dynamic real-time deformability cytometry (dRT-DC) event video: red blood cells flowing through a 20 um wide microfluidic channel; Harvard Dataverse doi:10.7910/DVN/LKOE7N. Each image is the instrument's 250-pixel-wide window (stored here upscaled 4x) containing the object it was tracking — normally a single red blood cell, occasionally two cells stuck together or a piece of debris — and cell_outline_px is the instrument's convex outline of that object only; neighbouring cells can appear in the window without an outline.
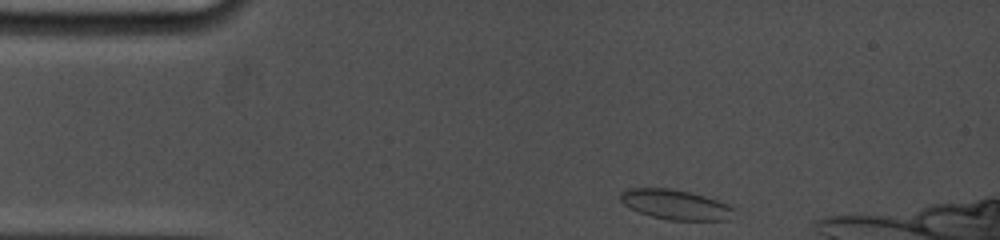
{"species": "common noctule bat (a hibernating species)", "species_latin": "Nyctalus noctula", "temperature_condition": "cold", "stored_images_in_passage": 32, "camera_frame_rate_fps": 5000, "um_per_image_px": 0.085, "animal": {"sex": "female", "body_mass_g": 19.0, "forearm_length_mm": 53.3}, "frame": {"image": 1, "passage_image": 1, "time_ms": 0.0, "image_size_px": [1000, 240], "cell_outline_px": [[732, 208], [728, 220], [668, 220], [652, 216], [640, 212], [624, 204], [620, 200], [620, 192], [624, 188], [672, 188], [704, 196], [728, 204]], "centroid_in_image_um": [57.35, 17.37], "position_along_channel_um": 27.7, "area_um2": 19.48}}
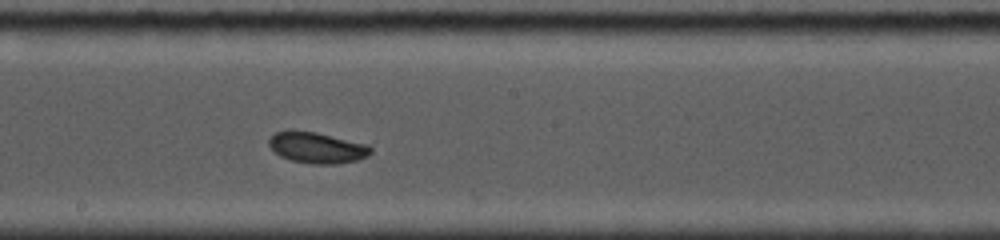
{"frame": {"image": 2, "passage_image": 21, "time_ms": 6.6, "image_size_px": [1000, 240], "cell_outline_px": [[372, 152], [368, 156], [356, 160], [336, 164], [312, 164], [292, 160], [280, 156], [268, 144], [268, 140], [276, 132], [288, 128], [292, 128], [316, 132], [368, 144], [372, 148]], "centroid_in_image_um": [26.93, 12.52], "position_along_channel_um": 221.3, "area_um2": 18.67}}
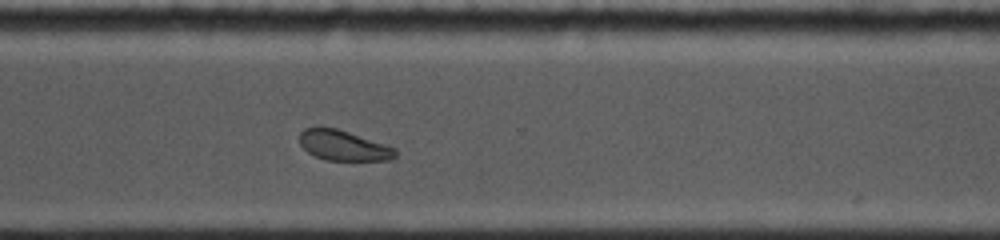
{"frame": {"image": 3, "passage_image": 31, "time_ms": 9.8, "image_size_px": [1000, 240], "cell_outline_px": [[396, 156], [392, 160], [324, 160], [308, 152], [300, 144], [300, 132], [304, 128], [336, 128], [396, 148]], "centroid_in_image_um": [29.2, 12.38], "position_along_channel_um": 341.4, "area_um2": 16.59}}